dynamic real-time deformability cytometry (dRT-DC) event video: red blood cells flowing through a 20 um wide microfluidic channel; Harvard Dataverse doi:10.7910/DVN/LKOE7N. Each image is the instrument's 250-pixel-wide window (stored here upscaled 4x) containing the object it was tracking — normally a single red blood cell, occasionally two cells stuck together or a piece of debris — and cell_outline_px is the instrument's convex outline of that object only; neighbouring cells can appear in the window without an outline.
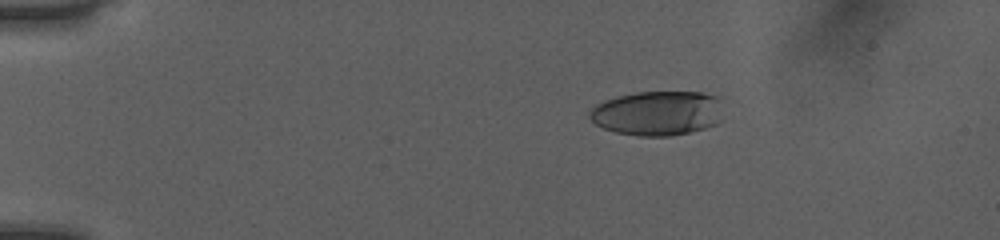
{"species": "human", "species_latin": "Homo sapiens", "temperature_condition": "room temperature", "stored_images_in_passage": 52, "camera_frame_rate_fps": 3000, "um_per_image_px": 0.085, "donor": {"sex": "female"}, "frame": {"image": 1, "passage_image": 10, "time_ms": 3.0, "image_size_px": [1000, 240], "cell_outline_px": [[720, 100], [716, 124], [704, 128], [688, 132], [668, 136], [640, 136], [616, 132], [604, 128], [596, 124], [588, 116], [592, 108], [596, 104], [604, 100], [616, 96], [636, 92], [704, 92], [716, 96]], "centroid_in_image_um": [55.83, 9.61], "position_along_channel_um": 29.2, "area_um2": 34.33}}
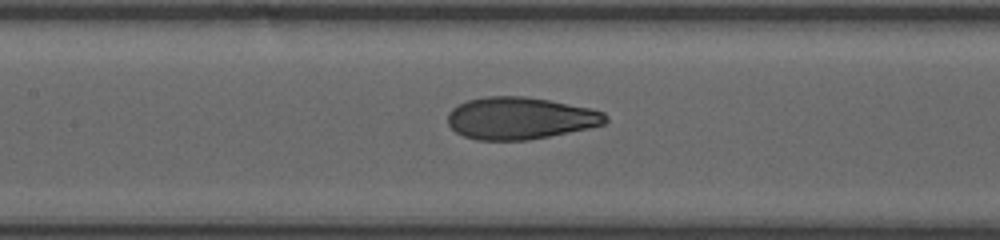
{"frame": {"image": 2, "passage_image": 26, "time_ms": 8.333, "image_size_px": [1000, 240], "cell_outline_px": [[608, 120], [604, 124], [588, 128], [528, 140], [476, 140], [464, 136], [456, 132], [448, 124], [448, 112], [452, 108], [468, 100], [484, 96], [524, 96], [548, 100], [592, 108], [604, 112], [608, 116]], "centroid_in_image_um": [44.21, 10.04], "position_along_channel_um": 163.2, "area_um2": 38.73}}
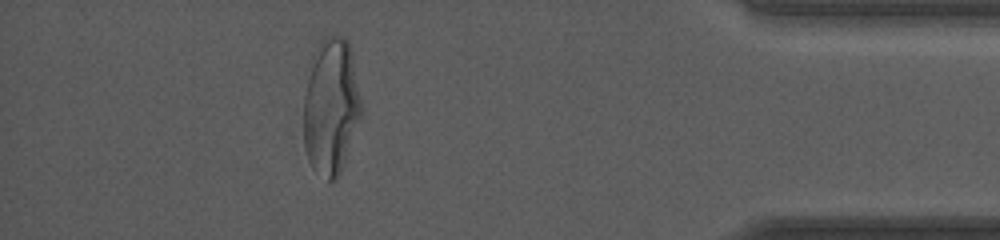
{"frame": {"image": 3, "passage_image": 47, "time_ms": 15.333, "image_size_px": [1000, 240], "cell_outline_px": [[364, 116], [340, 172], [336, 180], [328, 184], [312, 168], [304, 144], [304, 96], [308, 60], [324, 36], [344, 36], [348, 40], [352, 56]], "centroid_in_image_um": [28.14, 9.07], "position_along_channel_um": 407.1, "area_um2": 46.99}, "authors_computed_cell_mechanics": {"area_um2": 38.7549, "velocity_mm_per_s": 4.0605, "shape_relaxation_time_tau1_ms": 5.753, "shape_relaxation_time_tau2_ms": 0.9619, "deformation_change_tau1": 0.2394, "deformation_change_tau2": 0.0741}}